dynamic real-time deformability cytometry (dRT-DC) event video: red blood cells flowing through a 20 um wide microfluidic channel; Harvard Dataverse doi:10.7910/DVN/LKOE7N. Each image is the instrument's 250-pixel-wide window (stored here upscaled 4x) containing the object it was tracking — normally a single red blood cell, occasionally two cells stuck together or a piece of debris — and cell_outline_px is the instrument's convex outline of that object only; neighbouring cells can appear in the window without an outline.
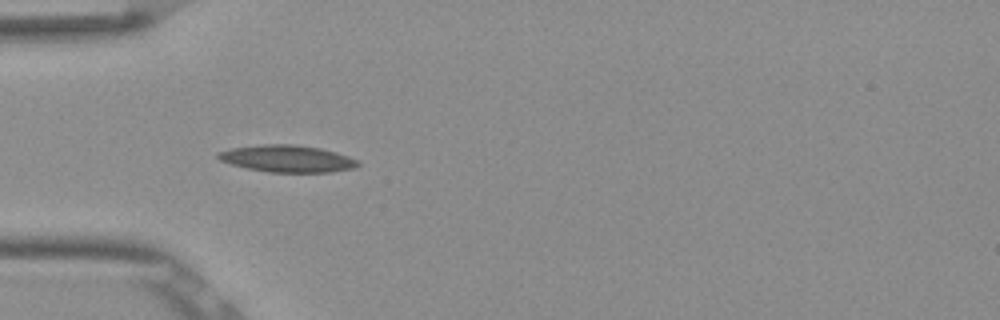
{"species": "Egyptian fruit bat (a non-hibernating species)", "species_latin": "Rousettus aegyptiacus", "temperature_condition": "room temperature", "stored_images_in_passage": 37, "camera_frame_rate_fps": 3000, "um_per_image_px": 0.085, "frame": {"image": 1, "passage_image": 1, "time_ms": 0.0, "image_size_px": [1000, 320], "cell_outline_px": [[360, 164], [356, 168], [328, 172], [268, 172], [248, 168], [232, 164], [220, 160], [216, 156], [216, 152], [232, 148], [264, 144], [292, 144], [320, 148], [336, 152], [360, 160]], "centroid_in_image_um": [24.44, 13.48], "position_along_channel_um": 60.6, "area_um2": 21.96}}
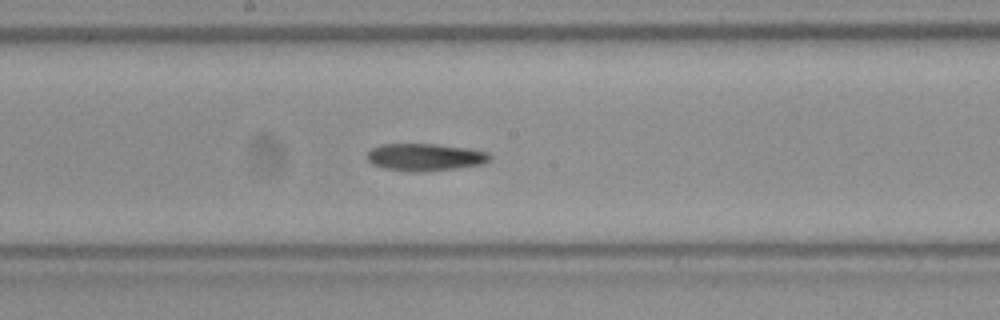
{"frame": {"image": 2, "passage_image": 13, "time_ms": 4.0, "image_size_px": [1000, 320], "cell_outline_px": [[492, 160], [484, 164], [456, 168], [424, 172], [412, 172], [384, 168], [372, 164], [368, 160], [368, 152], [372, 148], [380, 144], [436, 144], [472, 148], [488, 152], [492, 156]], "centroid_in_image_um": [36.19, 13.35], "position_along_channel_um": 212.0, "area_um2": 19.83}}
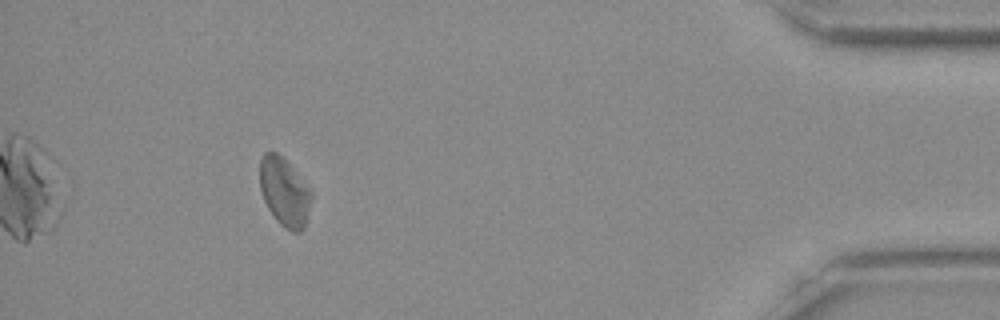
{"frame": {"image": 3, "passage_image": 33, "time_ms": 10.667, "image_size_px": [1000, 320], "cell_outline_px": [[312, 200], [304, 228], [300, 232], [292, 232], [284, 228], [276, 220], [268, 208], [264, 200], [260, 188], [260, 160], [264, 152], [276, 152], [292, 168], [312, 192]], "centroid_in_image_um": [24.17, 16.36], "position_along_channel_um": 411.0, "area_um2": 20.35}}